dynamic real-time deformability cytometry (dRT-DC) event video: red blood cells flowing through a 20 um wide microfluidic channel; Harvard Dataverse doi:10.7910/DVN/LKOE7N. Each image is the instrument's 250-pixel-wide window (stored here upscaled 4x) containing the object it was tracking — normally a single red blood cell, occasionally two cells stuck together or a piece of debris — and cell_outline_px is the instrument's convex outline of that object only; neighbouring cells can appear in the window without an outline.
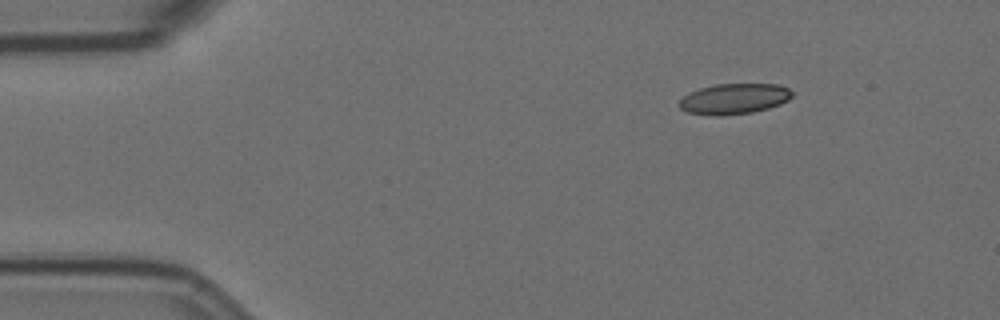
{"species": "Egyptian fruit bat (a non-hibernating species)", "species_latin": "Rousettus aegyptiacus", "temperature_condition": "room temperature", "stored_images_in_passage": 51, "camera_frame_rate_fps": 3000, "um_per_image_px": 0.085, "animal": {"sex": "female"}, "frame": {"image": 1, "passage_image": 1, "time_ms": 0.0, "image_size_px": [1000, 320], "cell_outline_px": [[792, 96], [788, 100], [780, 104], [768, 108], [752, 112], [716, 116], [688, 112], [680, 108], [680, 100], [684, 96], [700, 88], [716, 84], [776, 84], [788, 88], [792, 92]], "centroid_in_image_um": [62.42, 8.39], "position_along_channel_um": 22.6, "area_um2": 19.83}}
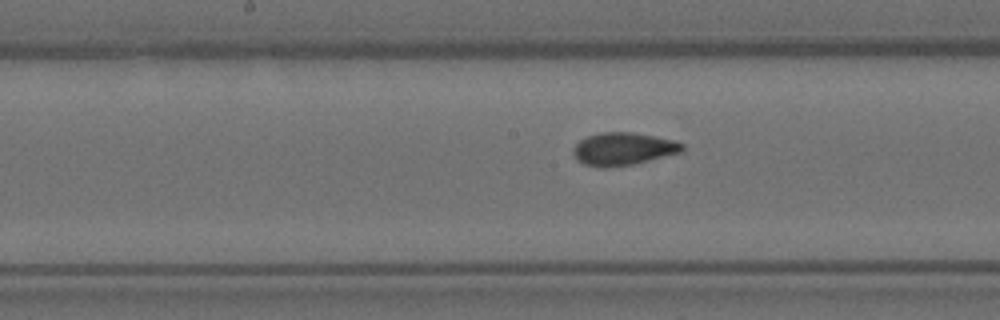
{"frame": {"image": 2, "passage_image": 22, "time_ms": 7.0, "image_size_px": [1000, 320], "cell_outline_px": [[684, 148], [680, 152], [632, 164], [604, 168], [600, 168], [584, 164], [572, 152], [572, 148], [580, 140], [588, 136], [600, 132], [632, 132], [676, 140], [684, 144]], "centroid_in_image_um": [52.96, 12.64], "position_along_channel_um": 195.2, "area_um2": 20.58}}
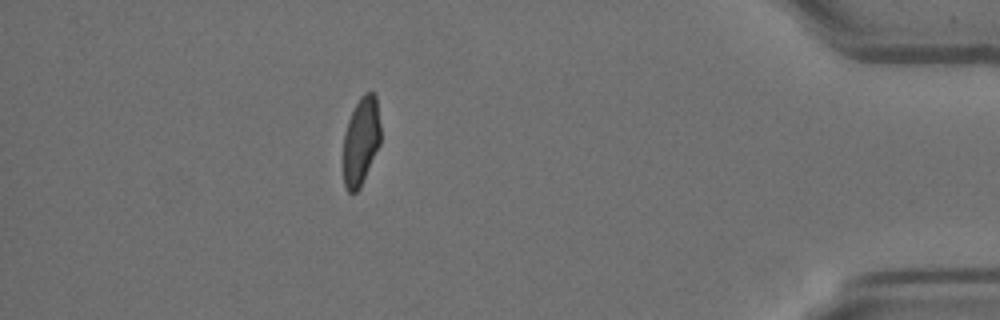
{"frame": {"image": 3, "passage_image": 44, "time_ms": 14.333, "image_size_px": [1000, 320], "cell_outline_px": [[380, 144], [360, 188], [356, 192], [348, 192], [344, 184], [344, 132], [348, 120], [360, 96], [364, 92], [372, 92], [376, 96], [380, 124]], "centroid_in_image_um": [30.69, 11.98], "position_along_channel_um": 404.5, "area_um2": 19.07}, "authors_computed_cell_mechanics": {"area_um2": 20.4034, "velocity_mm_per_s": 3.5311, "shape_relaxation_time_tau1_ms": null, "shape_relaxation_time_tau2_ms": 1.0149, "deformation_change_tau1": null, "deformation_change_tau2": 0.0572}}